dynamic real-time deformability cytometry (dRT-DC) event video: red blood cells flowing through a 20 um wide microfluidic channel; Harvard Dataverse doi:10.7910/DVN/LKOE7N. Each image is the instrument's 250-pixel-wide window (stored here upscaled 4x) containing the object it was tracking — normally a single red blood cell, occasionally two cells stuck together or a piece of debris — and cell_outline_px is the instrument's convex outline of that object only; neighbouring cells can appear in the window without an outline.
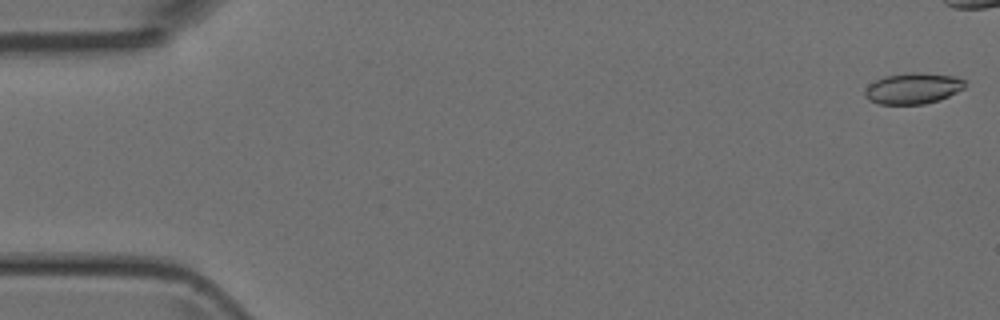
{"species": "Egyptian fruit bat (a non-hibernating species)", "species_latin": "Rousettus aegyptiacus", "temperature_condition": "room temperature", "stored_images_in_passage": 40, "camera_frame_rate_fps": 3000, "um_per_image_px": 0.085, "animal": {"sex": "female"}, "frame": {"image": 1, "passage_image": 1, "time_ms": 0.0, "image_size_px": [1000, 320], "cell_outline_px": [[964, 88], [940, 100], [924, 104], [880, 104], [868, 100], [864, 96], [864, 92], [868, 84], [884, 76], [908, 72], [920, 72], [956, 76], [964, 80]], "centroid_in_image_um": [77.58, 7.51], "position_along_channel_um": 7.4, "area_um2": 18.21}}
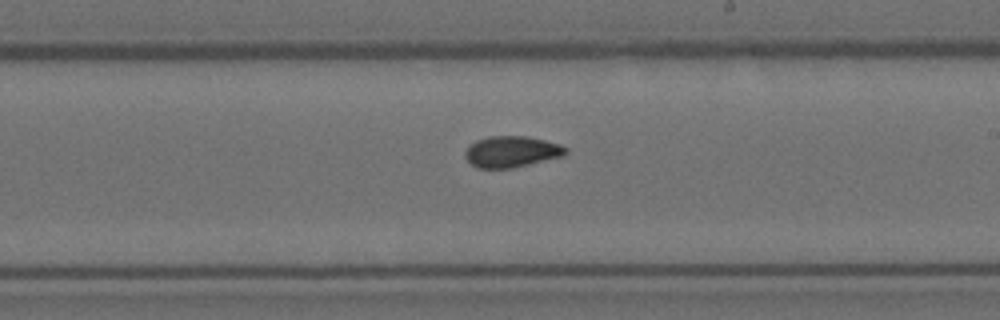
{"frame": {"image": 2, "passage_image": 29, "time_ms": 9.333, "image_size_px": [1000, 320], "cell_outline_px": [[568, 152], [564, 156], [512, 168], [476, 168], [464, 156], [464, 152], [468, 144], [476, 140], [488, 136], [528, 136], [560, 144], [568, 148]], "centroid_in_image_um": [43.47, 12.88], "position_along_channel_um": 245.5, "area_um2": 18.5}}
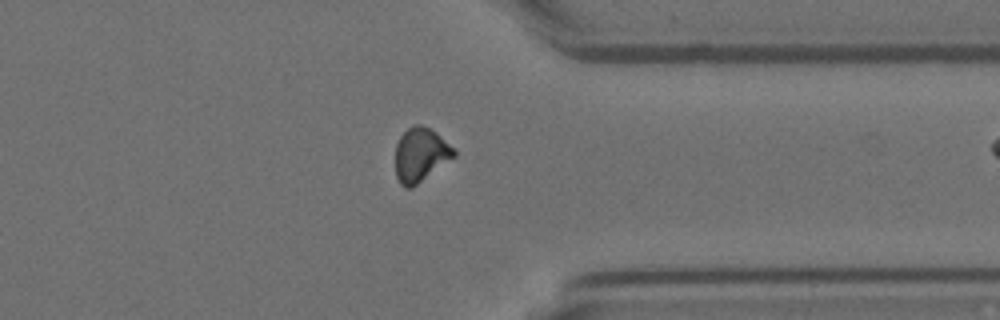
{"frame": {"image": 3, "passage_image": 39, "time_ms": 12.667, "image_size_px": [1000, 320], "cell_outline_px": [[456, 156], [412, 188], [404, 188], [400, 184], [396, 176], [396, 144], [400, 136], [408, 128], [416, 124], [420, 124], [436, 132], [456, 148]], "centroid_in_image_um": [35.77, 13.16], "position_along_channel_um": 375.6, "area_um2": 18.55}}